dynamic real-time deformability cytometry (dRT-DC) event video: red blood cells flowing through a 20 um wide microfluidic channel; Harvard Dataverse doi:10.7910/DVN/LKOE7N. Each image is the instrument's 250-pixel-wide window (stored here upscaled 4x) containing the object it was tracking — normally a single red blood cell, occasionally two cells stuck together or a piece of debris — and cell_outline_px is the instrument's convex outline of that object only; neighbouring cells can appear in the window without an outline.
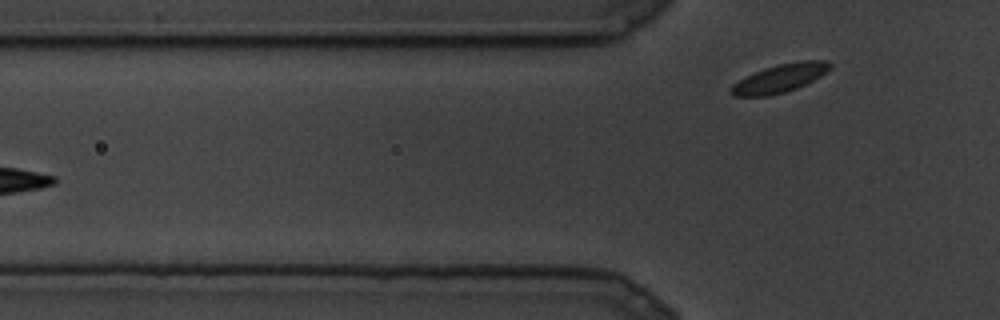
{"species": "common noctule bat (a hibernating species)", "species_latin": "Nyctalus noctula", "temperature_condition": "cold", "stored_images_in_passage": 7, "segment_of_instrument_passage": [2, 2], "camera_frame_rate_fps": 3000, "um_per_image_px": 0.085, "animal": {"sex": "male", "body_mass_g": 19.5, "forearm_length_mm": 54.6}, "frame": {"image": 1, "passage_image": 7, "time_ms": 2.0, "image_size_px": [1000, 320], "cell_outline_px": [[832, 68], [820, 76], [796, 88], [784, 92], [768, 96], [732, 96], [728, 92], [728, 88], [732, 84], [756, 72], [780, 64], [800, 60], [828, 60], [832, 64]], "centroid_in_image_um": [66.29, 6.66], "position_along_channel_um": 59.5, "area_um2": 16.13}}